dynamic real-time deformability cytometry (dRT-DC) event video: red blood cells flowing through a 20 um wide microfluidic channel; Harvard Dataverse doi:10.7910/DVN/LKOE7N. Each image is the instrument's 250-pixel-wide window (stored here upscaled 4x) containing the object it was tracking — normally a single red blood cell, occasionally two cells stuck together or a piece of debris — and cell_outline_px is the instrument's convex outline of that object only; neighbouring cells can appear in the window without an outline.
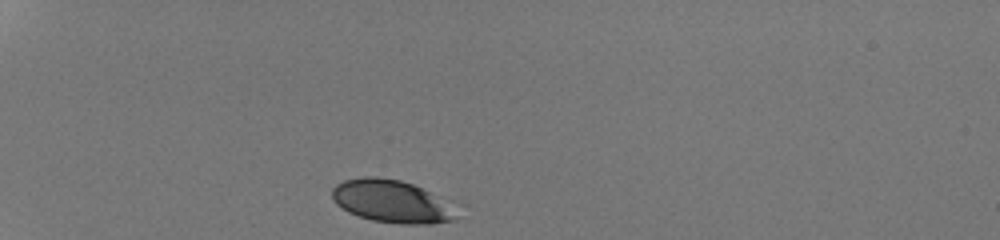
{"species": "human", "species_latin": "Homo sapiens", "temperature_condition": "room temperature", "stored_images_in_passage": 30, "camera_frame_rate_fps": 3000, "um_per_image_px": 0.085, "donor": {"sex": "male"}, "frame": {"image": 1, "passage_image": 1, "time_ms": 0.0, "image_size_px": [1000, 240], "cell_outline_px": [[456, 220], [432, 224], [400, 224], [372, 220], [348, 212], [336, 204], [332, 200], [332, 188], [336, 184], [344, 180], [364, 176], [376, 176], [400, 180], [412, 184], [428, 192]], "centroid_in_image_um": [33.05, 17.1], "position_along_channel_um": 51.9, "area_um2": 29.59}}
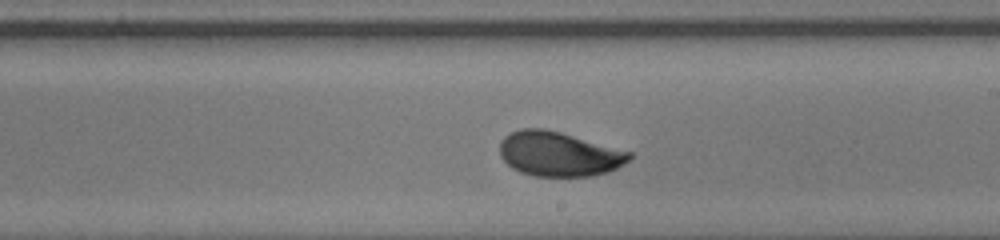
{"frame": {"image": 2, "passage_image": 18, "time_ms": 5.667, "image_size_px": [1000, 240], "cell_outline_px": [[632, 156], [624, 164], [608, 172], [592, 176], [532, 176], [520, 172], [512, 168], [500, 156], [500, 140], [508, 132], [520, 128], [544, 128], [560, 132], [632, 152]], "centroid_in_image_um": [47.47, 13.08], "position_along_channel_um": 241.5, "area_um2": 33.81}}
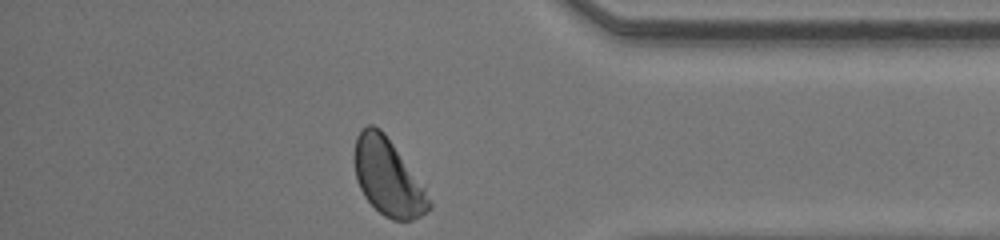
{"frame": {"image": 3, "passage_image": 30, "time_ms": 9.667, "image_size_px": [1000, 240], "cell_outline_px": [[432, 208], [420, 216], [412, 220], [392, 220], [384, 216], [364, 196], [356, 180], [356, 136], [368, 124], [372, 124], [380, 128], [384, 132], [424, 188], [432, 204]], "centroid_in_image_um": [32.98, 15.09], "position_along_channel_um": 402.2, "area_um2": 32.54}, "authors_computed_cell_mechanics": {"area_um2": 33.6685, "velocity_mm_per_s": 4.2837, "shape_relaxation_time_tau1_ms": 2.1261, "shape_relaxation_time_tau2_ms": null, "deformation_change_tau1": 0.1213, "deformation_change_tau2": null}}